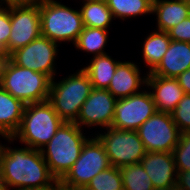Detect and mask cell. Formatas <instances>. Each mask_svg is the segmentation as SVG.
Returning a JSON list of instances; mask_svg holds the SVG:
<instances>
[{
	"mask_svg": "<svg viewBox=\"0 0 190 190\" xmlns=\"http://www.w3.org/2000/svg\"><path fill=\"white\" fill-rule=\"evenodd\" d=\"M51 79L43 73L14 64L4 57L0 65V86L25 105L47 101Z\"/></svg>",
	"mask_w": 190,
	"mask_h": 190,
	"instance_id": "cell-4",
	"label": "cell"
},
{
	"mask_svg": "<svg viewBox=\"0 0 190 190\" xmlns=\"http://www.w3.org/2000/svg\"><path fill=\"white\" fill-rule=\"evenodd\" d=\"M0 190H8L6 187L5 180L2 175L1 169H0Z\"/></svg>",
	"mask_w": 190,
	"mask_h": 190,
	"instance_id": "cell-35",
	"label": "cell"
},
{
	"mask_svg": "<svg viewBox=\"0 0 190 190\" xmlns=\"http://www.w3.org/2000/svg\"><path fill=\"white\" fill-rule=\"evenodd\" d=\"M10 22L11 34L7 45V57L41 35L39 3L35 1L11 4Z\"/></svg>",
	"mask_w": 190,
	"mask_h": 190,
	"instance_id": "cell-11",
	"label": "cell"
},
{
	"mask_svg": "<svg viewBox=\"0 0 190 190\" xmlns=\"http://www.w3.org/2000/svg\"><path fill=\"white\" fill-rule=\"evenodd\" d=\"M40 10L41 35L61 45H74L83 30L80 9H73L56 0H37Z\"/></svg>",
	"mask_w": 190,
	"mask_h": 190,
	"instance_id": "cell-5",
	"label": "cell"
},
{
	"mask_svg": "<svg viewBox=\"0 0 190 190\" xmlns=\"http://www.w3.org/2000/svg\"><path fill=\"white\" fill-rule=\"evenodd\" d=\"M175 190H182V189H180V188H178V187L175 186Z\"/></svg>",
	"mask_w": 190,
	"mask_h": 190,
	"instance_id": "cell-39",
	"label": "cell"
},
{
	"mask_svg": "<svg viewBox=\"0 0 190 190\" xmlns=\"http://www.w3.org/2000/svg\"><path fill=\"white\" fill-rule=\"evenodd\" d=\"M110 166L103 145L94 135L91 138L88 137L79 158L59 182L65 187L80 190L85 188L98 173Z\"/></svg>",
	"mask_w": 190,
	"mask_h": 190,
	"instance_id": "cell-7",
	"label": "cell"
},
{
	"mask_svg": "<svg viewBox=\"0 0 190 190\" xmlns=\"http://www.w3.org/2000/svg\"><path fill=\"white\" fill-rule=\"evenodd\" d=\"M55 79L51 80L48 101L64 122H75L93 89L91 81L82 68L61 81Z\"/></svg>",
	"mask_w": 190,
	"mask_h": 190,
	"instance_id": "cell-6",
	"label": "cell"
},
{
	"mask_svg": "<svg viewBox=\"0 0 190 190\" xmlns=\"http://www.w3.org/2000/svg\"><path fill=\"white\" fill-rule=\"evenodd\" d=\"M10 34V5H0V53L4 57H7V45Z\"/></svg>",
	"mask_w": 190,
	"mask_h": 190,
	"instance_id": "cell-29",
	"label": "cell"
},
{
	"mask_svg": "<svg viewBox=\"0 0 190 190\" xmlns=\"http://www.w3.org/2000/svg\"><path fill=\"white\" fill-rule=\"evenodd\" d=\"M124 190H153L154 186L141 163L120 168Z\"/></svg>",
	"mask_w": 190,
	"mask_h": 190,
	"instance_id": "cell-25",
	"label": "cell"
},
{
	"mask_svg": "<svg viewBox=\"0 0 190 190\" xmlns=\"http://www.w3.org/2000/svg\"><path fill=\"white\" fill-rule=\"evenodd\" d=\"M114 20H127L137 16L152 15L153 0H107Z\"/></svg>",
	"mask_w": 190,
	"mask_h": 190,
	"instance_id": "cell-23",
	"label": "cell"
},
{
	"mask_svg": "<svg viewBox=\"0 0 190 190\" xmlns=\"http://www.w3.org/2000/svg\"><path fill=\"white\" fill-rule=\"evenodd\" d=\"M85 190H124L120 168L110 166L90 180Z\"/></svg>",
	"mask_w": 190,
	"mask_h": 190,
	"instance_id": "cell-26",
	"label": "cell"
},
{
	"mask_svg": "<svg viewBox=\"0 0 190 190\" xmlns=\"http://www.w3.org/2000/svg\"><path fill=\"white\" fill-rule=\"evenodd\" d=\"M177 184L176 187L182 190H190V170L177 171Z\"/></svg>",
	"mask_w": 190,
	"mask_h": 190,
	"instance_id": "cell-31",
	"label": "cell"
},
{
	"mask_svg": "<svg viewBox=\"0 0 190 190\" xmlns=\"http://www.w3.org/2000/svg\"><path fill=\"white\" fill-rule=\"evenodd\" d=\"M25 104L0 86V137H12L19 129Z\"/></svg>",
	"mask_w": 190,
	"mask_h": 190,
	"instance_id": "cell-19",
	"label": "cell"
},
{
	"mask_svg": "<svg viewBox=\"0 0 190 190\" xmlns=\"http://www.w3.org/2000/svg\"><path fill=\"white\" fill-rule=\"evenodd\" d=\"M95 136L99 139L108 155L111 166L121 168L140 163L146 150L136 130L105 128Z\"/></svg>",
	"mask_w": 190,
	"mask_h": 190,
	"instance_id": "cell-8",
	"label": "cell"
},
{
	"mask_svg": "<svg viewBox=\"0 0 190 190\" xmlns=\"http://www.w3.org/2000/svg\"><path fill=\"white\" fill-rule=\"evenodd\" d=\"M120 61L106 54L91 58L89 65L82 68L88 75L93 88L107 89Z\"/></svg>",
	"mask_w": 190,
	"mask_h": 190,
	"instance_id": "cell-20",
	"label": "cell"
},
{
	"mask_svg": "<svg viewBox=\"0 0 190 190\" xmlns=\"http://www.w3.org/2000/svg\"><path fill=\"white\" fill-rule=\"evenodd\" d=\"M37 0H0V5H11V4H27Z\"/></svg>",
	"mask_w": 190,
	"mask_h": 190,
	"instance_id": "cell-33",
	"label": "cell"
},
{
	"mask_svg": "<svg viewBox=\"0 0 190 190\" xmlns=\"http://www.w3.org/2000/svg\"><path fill=\"white\" fill-rule=\"evenodd\" d=\"M146 152H173L181 132L171 113L156 111L137 130Z\"/></svg>",
	"mask_w": 190,
	"mask_h": 190,
	"instance_id": "cell-10",
	"label": "cell"
},
{
	"mask_svg": "<svg viewBox=\"0 0 190 190\" xmlns=\"http://www.w3.org/2000/svg\"><path fill=\"white\" fill-rule=\"evenodd\" d=\"M54 190H77L63 186L58 180L54 183Z\"/></svg>",
	"mask_w": 190,
	"mask_h": 190,
	"instance_id": "cell-34",
	"label": "cell"
},
{
	"mask_svg": "<svg viewBox=\"0 0 190 190\" xmlns=\"http://www.w3.org/2000/svg\"><path fill=\"white\" fill-rule=\"evenodd\" d=\"M109 30L83 27L82 32L79 34L74 46L78 51H84L87 55L93 54L92 57L97 55L106 54L105 46L108 42Z\"/></svg>",
	"mask_w": 190,
	"mask_h": 190,
	"instance_id": "cell-24",
	"label": "cell"
},
{
	"mask_svg": "<svg viewBox=\"0 0 190 190\" xmlns=\"http://www.w3.org/2000/svg\"><path fill=\"white\" fill-rule=\"evenodd\" d=\"M177 171L190 170V131L181 133L180 140L173 150Z\"/></svg>",
	"mask_w": 190,
	"mask_h": 190,
	"instance_id": "cell-27",
	"label": "cell"
},
{
	"mask_svg": "<svg viewBox=\"0 0 190 190\" xmlns=\"http://www.w3.org/2000/svg\"><path fill=\"white\" fill-rule=\"evenodd\" d=\"M117 99L107 89L93 88L83 103L75 123L80 127L109 128L114 119ZM83 126V127H82Z\"/></svg>",
	"mask_w": 190,
	"mask_h": 190,
	"instance_id": "cell-13",
	"label": "cell"
},
{
	"mask_svg": "<svg viewBox=\"0 0 190 190\" xmlns=\"http://www.w3.org/2000/svg\"><path fill=\"white\" fill-rule=\"evenodd\" d=\"M140 71L142 70L137 63L133 61H120L107 90L116 99L126 98L141 92V89L146 88L148 73H144L142 77Z\"/></svg>",
	"mask_w": 190,
	"mask_h": 190,
	"instance_id": "cell-15",
	"label": "cell"
},
{
	"mask_svg": "<svg viewBox=\"0 0 190 190\" xmlns=\"http://www.w3.org/2000/svg\"><path fill=\"white\" fill-rule=\"evenodd\" d=\"M34 190H54V184L44 189H34Z\"/></svg>",
	"mask_w": 190,
	"mask_h": 190,
	"instance_id": "cell-37",
	"label": "cell"
},
{
	"mask_svg": "<svg viewBox=\"0 0 190 190\" xmlns=\"http://www.w3.org/2000/svg\"><path fill=\"white\" fill-rule=\"evenodd\" d=\"M59 46L40 35L26 46L13 51L8 58L17 66L46 74L52 80L57 76L55 62L58 60Z\"/></svg>",
	"mask_w": 190,
	"mask_h": 190,
	"instance_id": "cell-9",
	"label": "cell"
},
{
	"mask_svg": "<svg viewBox=\"0 0 190 190\" xmlns=\"http://www.w3.org/2000/svg\"><path fill=\"white\" fill-rule=\"evenodd\" d=\"M84 129L75 122H64L51 140L41 149L50 173L60 181L79 158L87 141Z\"/></svg>",
	"mask_w": 190,
	"mask_h": 190,
	"instance_id": "cell-3",
	"label": "cell"
},
{
	"mask_svg": "<svg viewBox=\"0 0 190 190\" xmlns=\"http://www.w3.org/2000/svg\"><path fill=\"white\" fill-rule=\"evenodd\" d=\"M140 163L154 188L176 186L178 172L173 152H146Z\"/></svg>",
	"mask_w": 190,
	"mask_h": 190,
	"instance_id": "cell-14",
	"label": "cell"
},
{
	"mask_svg": "<svg viewBox=\"0 0 190 190\" xmlns=\"http://www.w3.org/2000/svg\"><path fill=\"white\" fill-rule=\"evenodd\" d=\"M146 87L159 112L171 113L185 95L177 78L157 76L151 72L147 75Z\"/></svg>",
	"mask_w": 190,
	"mask_h": 190,
	"instance_id": "cell-16",
	"label": "cell"
},
{
	"mask_svg": "<svg viewBox=\"0 0 190 190\" xmlns=\"http://www.w3.org/2000/svg\"><path fill=\"white\" fill-rule=\"evenodd\" d=\"M148 35V36H147ZM144 38L142 46V60L148 68V72H152L158 64L162 61L168 47L171 43V39L168 32L154 30L150 34H147Z\"/></svg>",
	"mask_w": 190,
	"mask_h": 190,
	"instance_id": "cell-21",
	"label": "cell"
},
{
	"mask_svg": "<svg viewBox=\"0 0 190 190\" xmlns=\"http://www.w3.org/2000/svg\"><path fill=\"white\" fill-rule=\"evenodd\" d=\"M3 58H4V56L0 53V65H1Z\"/></svg>",
	"mask_w": 190,
	"mask_h": 190,
	"instance_id": "cell-38",
	"label": "cell"
},
{
	"mask_svg": "<svg viewBox=\"0 0 190 190\" xmlns=\"http://www.w3.org/2000/svg\"><path fill=\"white\" fill-rule=\"evenodd\" d=\"M156 111L150 90L148 91L146 87L137 94L117 99L111 127L121 130H137Z\"/></svg>",
	"mask_w": 190,
	"mask_h": 190,
	"instance_id": "cell-12",
	"label": "cell"
},
{
	"mask_svg": "<svg viewBox=\"0 0 190 190\" xmlns=\"http://www.w3.org/2000/svg\"><path fill=\"white\" fill-rule=\"evenodd\" d=\"M153 190H175V187H169V188H154Z\"/></svg>",
	"mask_w": 190,
	"mask_h": 190,
	"instance_id": "cell-36",
	"label": "cell"
},
{
	"mask_svg": "<svg viewBox=\"0 0 190 190\" xmlns=\"http://www.w3.org/2000/svg\"><path fill=\"white\" fill-rule=\"evenodd\" d=\"M171 116L181 133L190 131V94L183 96Z\"/></svg>",
	"mask_w": 190,
	"mask_h": 190,
	"instance_id": "cell-28",
	"label": "cell"
},
{
	"mask_svg": "<svg viewBox=\"0 0 190 190\" xmlns=\"http://www.w3.org/2000/svg\"><path fill=\"white\" fill-rule=\"evenodd\" d=\"M177 79L185 94H190V68L180 74Z\"/></svg>",
	"mask_w": 190,
	"mask_h": 190,
	"instance_id": "cell-32",
	"label": "cell"
},
{
	"mask_svg": "<svg viewBox=\"0 0 190 190\" xmlns=\"http://www.w3.org/2000/svg\"><path fill=\"white\" fill-rule=\"evenodd\" d=\"M80 12L84 27L108 30L114 19L106 1L82 0Z\"/></svg>",
	"mask_w": 190,
	"mask_h": 190,
	"instance_id": "cell-22",
	"label": "cell"
},
{
	"mask_svg": "<svg viewBox=\"0 0 190 190\" xmlns=\"http://www.w3.org/2000/svg\"><path fill=\"white\" fill-rule=\"evenodd\" d=\"M64 123L47 100L25 105L22 122L12 137H3L11 145L14 140L21 145L41 150Z\"/></svg>",
	"mask_w": 190,
	"mask_h": 190,
	"instance_id": "cell-2",
	"label": "cell"
},
{
	"mask_svg": "<svg viewBox=\"0 0 190 190\" xmlns=\"http://www.w3.org/2000/svg\"><path fill=\"white\" fill-rule=\"evenodd\" d=\"M156 16V29L168 32L190 16V3L184 0H153L152 15Z\"/></svg>",
	"mask_w": 190,
	"mask_h": 190,
	"instance_id": "cell-18",
	"label": "cell"
},
{
	"mask_svg": "<svg viewBox=\"0 0 190 190\" xmlns=\"http://www.w3.org/2000/svg\"><path fill=\"white\" fill-rule=\"evenodd\" d=\"M190 68V43L172 41L162 61L151 72L153 75L177 78Z\"/></svg>",
	"mask_w": 190,
	"mask_h": 190,
	"instance_id": "cell-17",
	"label": "cell"
},
{
	"mask_svg": "<svg viewBox=\"0 0 190 190\" xmlns=\"http://www.w3.org/2000/svg\"><path fill=\"white\" fill-rule=\"evenodd\" d=\"M168 35L172 41L190 43V16L171 28Z\"/></svg>",
	"mask_w": 190,
	"mask_h": 190,
	"instance_id": "cell-30",
	"label": "cell"
},
{
	"mask_svg": "<svg viewBox=\"0 0 190 190\" xmlns=\"http://www.w3.org/2000/svg\"><path fill=\"white\" fill-rule=\"evenodd\" d=\"M0 146V169L8 190H34L52 186L57 179L50 173L41 150Z\"/></svg>",
	"mask_w": 190,
	"mask_h": 190,
	"instance_id": "cell-1",
	"label": "cell"
}]
</instances>
